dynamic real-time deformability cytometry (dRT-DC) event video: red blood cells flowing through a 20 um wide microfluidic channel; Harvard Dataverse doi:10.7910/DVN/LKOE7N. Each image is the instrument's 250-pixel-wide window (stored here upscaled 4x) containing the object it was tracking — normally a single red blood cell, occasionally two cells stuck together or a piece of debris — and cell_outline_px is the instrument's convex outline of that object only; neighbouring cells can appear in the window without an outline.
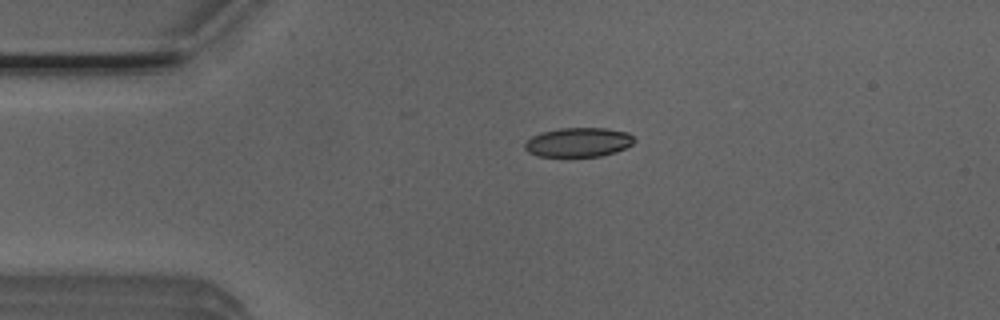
{"species": "Egyptian fruit bat (a non-hibernating species)", "species_latin": "Rousettus aegyptiacus", "temperature_condition": "room temperature", "stored_images_in_passage": 2, "camera_frame_rate_fps": 3000, "um_per_image_px": 0.085, "animal": {"sex": "male"}, "frame": {"image": 1, "passage_image": 1, "time_ms": 0.0, "image_size_px": [1000, 320], "cell_outline_px": [[636, 140], [632, 144], [616, 152], [600, 156], [536, 156], [528, 152], [524, 148], [524, 144], [532, 136], [540, 132], [560, 128], [604, 128], [628, 132]], "centroid_in_image_um": [49.15, 12.09], "position_along_channel_um": 35.8, "area_um2": 18.67}}